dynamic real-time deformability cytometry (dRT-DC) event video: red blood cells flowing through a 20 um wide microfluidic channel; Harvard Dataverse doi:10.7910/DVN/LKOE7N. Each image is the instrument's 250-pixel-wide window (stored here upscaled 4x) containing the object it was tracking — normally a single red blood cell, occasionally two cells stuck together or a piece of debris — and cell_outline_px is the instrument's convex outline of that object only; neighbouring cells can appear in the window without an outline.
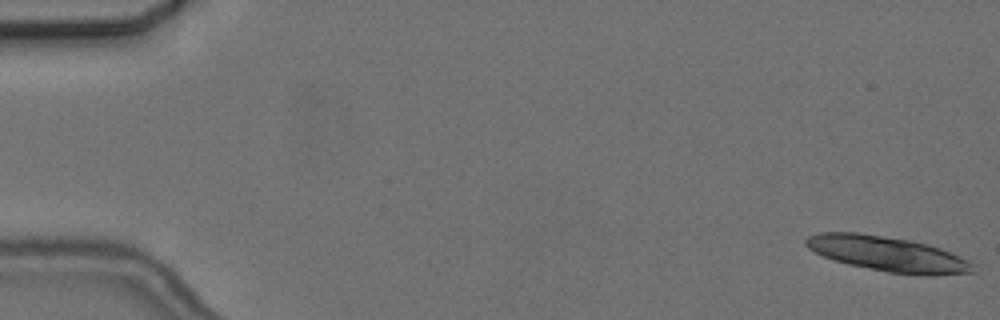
{"species": "common noctule bat (a hibernating species)", "species_latin": "Nyctalus noctula", "temperature_condition": "cold", "stored_images_in_passage": 5, "camera_frame_rate_fps": 3000, "um_per_image_px": 0.085, "animal": {"sex": "female", "body_mass_g": 24.6, "forearm_length_mm": 56.2}, "frame": {"image": 1, "passage_image": 1, "time_ms": 0.0, "image_size_px": [1000, 320], "cell_outline_px": [[976, 272], [932, 276], [924, 276], [888, 272], [848, 264], [824, 256], [808, 248], [804, 244], [804, 240], [808, 236], [820, 232], [860, 232], [908, 240], [928, 244], [940, 248], [968, 260], [972, 264]], "centroid_in_image_um": [75.46, 21.58], "position_along_channel_um": 9.5, "area_um2": 34.04}}